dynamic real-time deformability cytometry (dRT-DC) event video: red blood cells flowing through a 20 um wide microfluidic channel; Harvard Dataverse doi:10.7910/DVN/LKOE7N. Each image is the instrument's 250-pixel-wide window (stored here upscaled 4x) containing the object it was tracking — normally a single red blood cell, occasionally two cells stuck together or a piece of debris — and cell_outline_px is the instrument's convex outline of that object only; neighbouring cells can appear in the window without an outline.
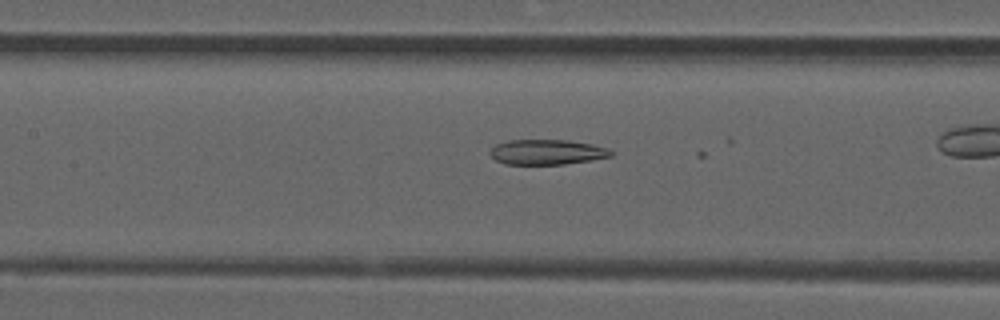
{"species": "common noctule bat (a hibernating species)", "species_latin": "Nyctalus noctula", "temperature_condition": "room temperature", "stored_images_in_passage": 25, "camera_frame_rate_fps": 3000, "um_per_image_px": 0.085, "animal": {"sex": "male", "forearm_length_mm": 52.5}, "frame": {"image": 1, "passage_image": 24, "time_ms": 7.667, "image_size_px": [1000, 320], "cell_outline_px": [[616, 152], [612, 156], [592, 160], [564, 164], [504, 164], [496, 160], [488, 152], [496, 144], [508, 140], [568, 140], [592, 144], [608, 148]], "centroid_in_image_um": [46.52, 12.92], "position_along_channel_um": 160.9, "area_um2": 17.8}}